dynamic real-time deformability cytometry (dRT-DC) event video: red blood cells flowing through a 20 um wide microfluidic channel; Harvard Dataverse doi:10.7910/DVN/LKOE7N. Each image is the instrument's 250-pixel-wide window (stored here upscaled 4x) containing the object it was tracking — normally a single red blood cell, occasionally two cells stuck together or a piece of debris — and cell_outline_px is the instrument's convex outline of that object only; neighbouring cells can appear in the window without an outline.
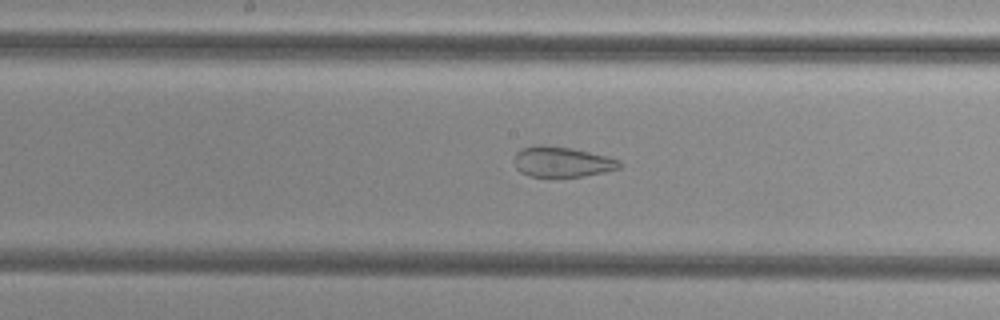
{"species": "common noctule bat (a hibernating species)", "species_latin": "Nyctalus noctula", "temperature_condition": "cold", "stored_images_in_passage": 45, "camera_frame_rate_fps": 3000, "um_per_image_px": 0.085, "animal": {"sex": "female", "body_mass_g": 29.2, "forearm_length_mm": 56.3}, "frame": {"image": 1, "passage_image": 20, "time_ms": 6.333, "image_size_px": [1000, 320], "cell_outline_px": [[620, 168], [604, 172], [584, 176], [528, 176], [520, 172], [516, 168], [516, 152], [520, 148], [536, 144], [572, 148], [608, 156], [620, 160]], "centroid_in_image_um": [47.77, 13.74], "position_along_channel_um": 200.4, "area_um2": 18.55}}
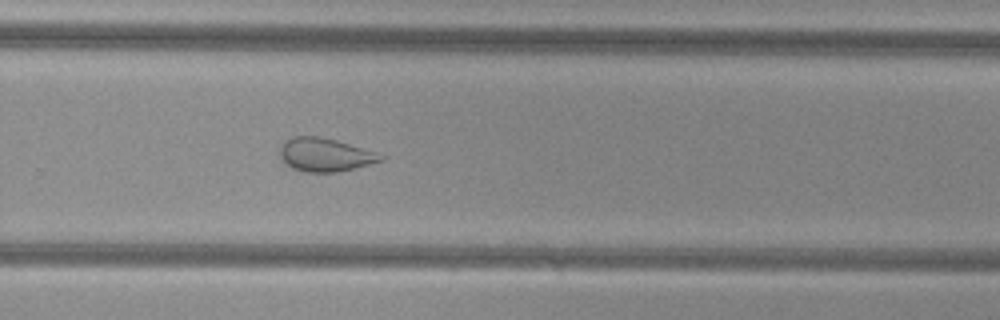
{"frame": {"image": 2, "passage_image": 28, "time_ms": 9.0, "image_size_px": [1000, 320], "cell_outline_px": [[384, 160], [336, 172], [304, 172], [292, 168], [280, 160], [280, 148], [284, 140], [296, 136], [320, 136], [336, 140], [384, 156]], "centroid_in_image_um": [27.54, 13.15], "position_along_channel_um": 302.3, "area_um2": 19.31}}
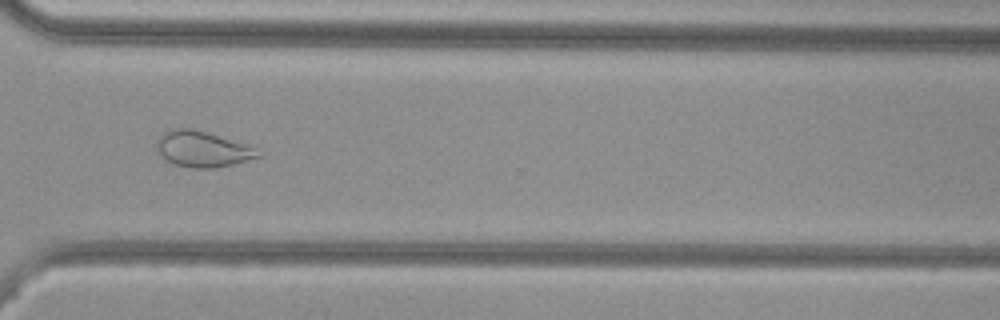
{"frame": {"image": 3, "passage_image": 32, "time_ms": 10.333, "image_size_px": [1000, 320], "cell_outline_px": [[264, 156], [216, 168], [192, 168], [176, 164], [160, 156], [156, 148], [156, 140], [164, 132], [172, 128], [192, 128], [248, 144], [264, 152]], "centroid_in_image_um": [17.25, 12.67], "position_along_channel_um": 353.3, "area_um2": 21.39}, "authors_computed_cell_mechanics": {"area_um2": 24.854, "velocity_mm_per_s": 3.8258, "shape_relaxation_time_tau1_ms": null, "shape_relaxation_time_tau2_ms": 1.3585, "deformation_change_tau1": null, "deformation_change_tau2": 0.0811}}